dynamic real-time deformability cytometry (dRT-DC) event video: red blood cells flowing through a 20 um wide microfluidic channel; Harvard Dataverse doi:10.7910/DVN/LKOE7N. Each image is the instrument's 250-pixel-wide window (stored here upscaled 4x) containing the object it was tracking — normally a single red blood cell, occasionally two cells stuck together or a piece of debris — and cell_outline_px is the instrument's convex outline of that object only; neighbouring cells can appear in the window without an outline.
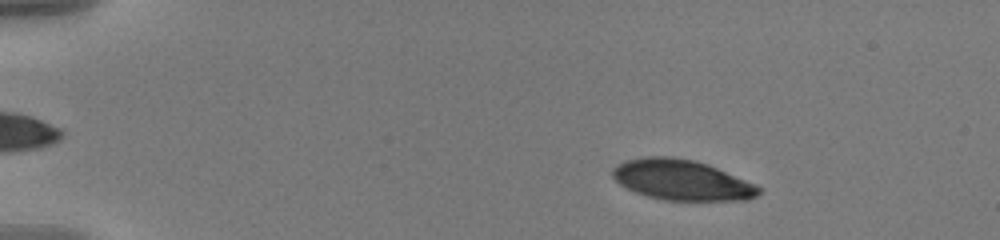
{"species": "human", "species_latin": "Homo sapiens", "temperature_condition": "warm", "stored_images_in_passage": 57, "camera_frame_rate_fps": 3000, "um_per_image_px": 0.085, "donor": {"sex": "male"}, "frame": {"image": 1, "passage_image": 9, "time_ms": 2.667, "image_size_px": [1000, 240], "cell_outline_px": [[760, 192], [756, 196], [748, 200], [664, 200], [648, 196], [636, 192], [620, 184], [612, 176], [612, 168], [616, 164], [624, 160], [644, 156], [668, 156], [696, 160], [708, 164], [756, 184], [760, 188]], "centroid_in_image_um": [57.93, 15.28], "position_along_channel_um": 27.1, "area_um2": 34.51}}
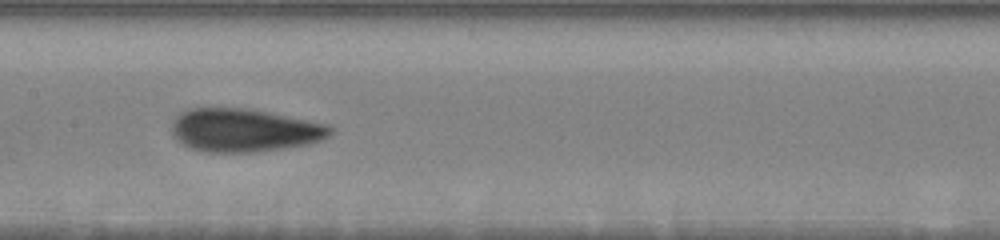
{"frame": {"image": 2, "passage_image": 30, "time_ms": 9.667, "image_size_px": [1000, 240], "cell_outline_px": [[332, 132], [328, 136], [320, 140], [308, 144], [252, 152], [208, 152], [192, 148], [176, 140], [172, 136], [172, 120], [180, 112], [192, 108], [244, 108], [328, 124], [332, 128]], "centroid_in_image_um": [20.71, 11.07], "position_along_channel_um": 186.7, "area_um2": 39.48}}
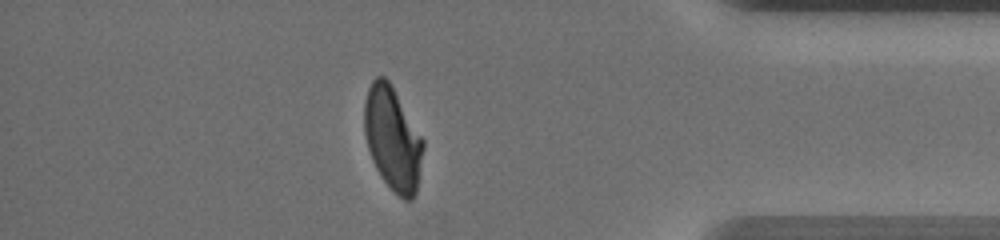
{"frame": {"image": 3, "passage_image": 50, "time_ms": 16.333, "image_size_px": [1000, 240], "cell_outline_px": [[424, 148], [416, 192], [412, 200], [404, 200], [384, 180], [376, 168], [372, 160], [368, 148], [364, 132], [364, 104], [368, 88], [372, 80], [376, 76], [384, 76], [388, 80], [424, 140]], "centroid_in_image_um": [33.37, 11.78], "position_along_channel_um": 401.8, "area_um2": 35.08}, "authors_computed_cell_mechanics": {"area_um2": 37.4544, "velocity_mm_per_s": 3.6012, "shape_relaxation_time_tau1_ms": 4.7536, "shape_relaxation_time_tau2_ms": 1.0287, "deformation_change_tau1": 0.1695, "deformation_change_tau2": 0.0635}}